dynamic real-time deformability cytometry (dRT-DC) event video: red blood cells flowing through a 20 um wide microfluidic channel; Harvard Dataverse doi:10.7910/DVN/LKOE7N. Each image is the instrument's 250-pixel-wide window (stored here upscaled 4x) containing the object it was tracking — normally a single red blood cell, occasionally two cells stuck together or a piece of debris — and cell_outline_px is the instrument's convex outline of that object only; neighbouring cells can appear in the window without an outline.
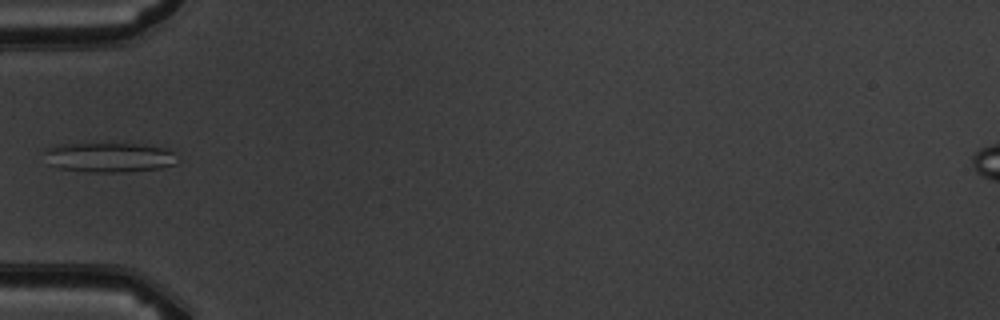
{"species": "common noctule bat (a hibernating species)", "species_latin": "Nyctalus noctula", "temperature_condition": "warm", "stored_images_in_passage": 3, "camera_frame_rate_fps": 3000, "um_per_image_px": 0.085, "animal": {"sex": "male", "body_mass_g": 19.5, "forearm_length_mm": 54.6}, "frame": {"image": 1, "passage_image": 2, "time_ms": 1.0, "image_size_px": [1000, 320], "cell_outline_px": [[180, 160], [176, 164], [160, 168], [124, 172], [88, 172], [60, 168], [52, 164], [44, 152], [44, 148], [56, 144], [144, 144], [164, 148], [172, 152]], "centroid_in_image_um": [9.32, 13.37], "position_along_channel_um": 75.7, "area_um2": 22.95}}